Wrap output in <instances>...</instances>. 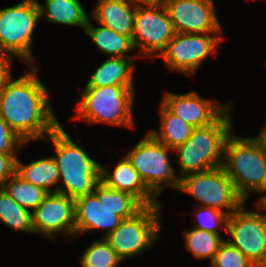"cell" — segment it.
<instances>
[{
  "instance_id": "6da1fadb",
  "label": "cell",
  "mask_w": 266,
  "mask_h": 267,
  "mask_svg": "<svg viewBox=\"0 0 266 267\" xmlns=\"http://www.w3.org/2000/svg\"><path fill=\"white\" fill-rule=\"evenodd\" d=\"M31 72L17 79L10 78L0 94V116L25 142L46 138L60 123L49 105V93Z\"/></svg>"
},
{
  "instance_id": "7a4b0ae2",
  "label": "cell",
  "mask_w": 266,
  "mask_h": 267,
  "mask_svg": "<svg viewBox=\"0 0 266 267\" xmlns=\"http://www.w3.org/2000/svg\"><path fill=\"white\" fill-rule=\"evenodd\" d=\"M144 205L132 194L111 189L102 182L93 193L75 199V234L105 229L113 232L123 219L137 214Z\"/></svg>"
},
{
  "instance_id": "3957f363",
  "label": "cell",
  "mask_w": 266,
  "mask_h": 267,
  "mask_svg": "<svg viewBox=\"0 0 266 267\" xmlns=\"http://www.w3.org/2000/svg\"><path fill=\"white\" fill-rule=\"evenodd\" d=\"M48 137H50L56 150L57 156H53V158L58 167L59 183L61 179L64 183V186L58 187V193L73 199L93 193L102 182V166L90 158L81 147L72 142L61 125Z\"/></svg>"
},
{
  "instance_id": "277c9868",
  "label": "cell",
  "mask_w": 266,
  "mask_h": 267,
  "mask_svg": "<svg viewBox=\"0 0 266 267\" xmlns=\"http://www.w3.org/2000/svg\"><path fill=\"white\" fill-rule=\"evenodd\" d=\"M229 114L227 109L211 125L194 128L187 141L173 149L177 151L179 157L180 178L223 165L225 144L233 133Z\"/></svg>"
},
{
  "instance_id": "5b68a950",
  "label": "cell",
  "mask_w": 266,
  "mask_h": 267,
  "mask_svg": "<svg viewBox=\"0 0 266 267\" xmlns=\"http://www.w3.org/2000/svg\"><path fill=\"white\" fill-rule=\"evenodd\" d=\"M223 160L222 167L244 201L250 191L265 193L259 202L266 199V161L253 138L232 133L226 141Z\"/></svg>"
},
{
  "instance_id": "8992f818",
  "label": "cell",
  "mask_w": 266,
  "mask_h": 267,
  "mask_svg": "<svg viewBox=\"0 0 266 267\" xmlns=\"http://www.w3.org/2000/svg\"><path fill=\"white\" fill-rule=\"evenodd\" d=\"M133 85L85 86L78 103L79 119L90 123L134 127Z\"/></svg>"
},
{
  "instance_id": "52a82bcc",
  "label": "cell",
  "mask_w": 266,
  "mask_h": 267,
  "mask_svg": "<svg viewBox=\"0 0 266 267\" xmlns=\"http://www.w3.org/2000/svg\"><path fill=\"white\" fill-rule=\"evenodd\" d=\"M40 17L37 0H23L13 7L0 9V55L11 58L15 54L33 66L30 46Z\"/></svg>"
},
{
  "instance_id": "ba28073f",
  "label": "cell",
  "mask_w": 266,
  "mask_h": 267,
  "mask_svg": "<svg viewBox=\"0 0 266 267\" xmlns=\"http://www.w3.org/2000/svg\"><path fill=\"white\" fill-rule=\"evenodd\" d=\"M194 196L201 206L215 208L229 216L245 201L238 195L233 182L221 166L212 170L190 173L180 178L179 189Z\"/></svg>"
},
{
  "instance_id": "9c48e42d",
  "label": "cell",
  "mask_w": 266,
  "mask_h": 267,
  "mask_svg": "<svg viewBox=\"0 0 266 267\" xmlns=\"http://www.w3.org/2000/svg\"><path fill=\"white\" fill-rule=\"evenodd\" d=\"M160 208V204L144 206L134 216L123 219L113 232L103 237L122 261L144 252L158 239Z\"/></svg>"
},
{
  "instance_id": "30bf717a",
  "label": "cell",
  "mask_w": 266,
  "mask_h": 267,
  "mask_svg": "<svg viewBox=\"0 0 266 267\" xmlns=\"http://www.w3.org/2000/svg\"><path fill=\"white\" fill-rule=\"evenodd\" d=\"M170 150L173 149L156 140L147 131L144 139L126 155L145 185L157 197L164 188L163 183L176 189L180 186V177L175 176V170L167 155Z\"/></svg>"
},
{
  "instance_id": "8fae6325",
  "label": "cell",
  "mask_w": 266,
  "mask_h": 267,
  "mask_svg": "<svg viewBox=\"0 0 266 267\" xmlns=\"http://www.w3.org/2000/svg\"><path fill=\"white\" fill-rule=\"evenodd\" d=\"M174 35L173 24L162 2L137 4L132 37L135 49L140 46L145 56L160 51L156 54L159 56Z\"/></svg>"
},
{
  "instance_id": "7c38bea8",
  "label": "cell",
  "mask_w": 266,
  "mask_h": 267,
  "mask_svg": "<svg viewBox=\"0 0 266 267\" xmlns=\"http://www.w3.org/2000/svg\"><path fill=\"white\" fill-rule=\"evenodd\" d=\"M244 205L228 216L226 230L234 239L228 242L254 266L266 267V214L244 211Z\"/></svg>"
},
{
  "instance_id": "4fadbf2b",
  "label": "cell",
  "mask_w": 266,
  "mask_h": 267,
  "mask_svg": "<svg viewBox=\"0 0 266 267\" xmlns=\"http://www.w3.org/2000/svg\"><path fill=\"white\" fill-rule=\"evenodd\" d=\"M222 40L224 38L218 35L207 33H175L159 57L165 60L171 71L190 75Z\"/></svg>"
},
{
  "instance_id": "5bb4252c",
  "label": "cell",
  "mask_w": 266,
  "mask_h": 267,
  "mask_svg": "<svg viewBox=\"0 0 266 267\" xmlns=\"http://www.w3.org/2000/svg\"><path fill=\"white\" fill-rule=\"evenodd\" d=\"M175 33L220 34L213 0H162Z\"/></svg>"
},
{
  "instance_id": "9a60e30c",
  "label": "cell",
  "mask_w": 266,
  "mask_h": 267,
  "mask_svg": "<svg viewBox=\"0 0 266 267\" xmlns=\"http://www.w3.org/2000/svg\"><path fill=\"white\" fill-rule=\"evenodd\" d=\"M75 213V199L58 192L48 193L32 211L34 233L52 239L59 232L75 235Z\"/></svg>"
},
{
  "instance_id": "2e32d148",
  "label": "cell",
  "mask_w": 266,
  "mask_h": 267,
  "mask_svg": "<svg viewBox=\"0 0 266 267\" xmlns=\"http://www.w3.org/2000/svg\"><path fill=\"white\" fill-rule=\"evenodd\" d=\"M200 98L196 92L186 94L165 93L162 103L175 115L194 128L206 127L214 123L228 108Z\"/></svg>"
},
{
  "instance_id": "e0dca14e",
  "label": "cell",
  "mask_w": 266,
  "mask_h": 267,
  "mask_svg": "<svg viewBox=\"0 0 266 267\" xmlns=\"http://www.w3.org/2000/svg\"><path fill=\"white\" fill-rule=\"evenodd\" d=\"M101 180L105 186L111 189L132 194L144 206L158 204L156 200L158 197L145 185L138 171L133 167L127 156L119 161L112 173H109L102 166Z\"/></svg>"
},
{
  "instance_id": "ac0fdd59",
  "label": "cell",
  "mask_w": 266,
  "mask_h": 267,
  "mask_svg": "<svg viewBox=\"0 0 266 267\" xmlns=\"http://www.w3.org/2000/svg\"><path fill=\"white\" fill-rule=\"evenodd\" d=\"M137 4L130 0H99L92 16L101 25L132 39Z\"/></svg>"
},
{
  "instance_id": "d6986e66",
  "label": "cell",
  "mask_w": 266,
  "mask_h": 267,
  "mask_svg": "<svg viewBox=\"0 0 266 267\" xmlns=\"http://www.w3.org/2000/svg\"><path fill=\"white\" fill-rule=\"evenodd\" d=\"M133 60V58H108L95 70L86 86L133 85Z\"/></svg>"
},
{
  "instance_id": "ffe728a7",
  "label": "cell",
  "mask_w": 266,
  "mask_h": 267,
  "mask_svg": "<svg viewBox=\"0 0 266 267\" xmlns=\"http://www.w3.org/2000/svg\"><path fill=\"white\" fill-rule=\"evenodd\" d=\"M23 180L45 189L48 193L58 192L59 172L55 159L46 157L23 165L16 159V171ZM55 186L54 191L51 187Z\"/></svg>"
},
{
  "instance_id": "44dd1931",
  "label": "cell",
  "mask_w": 266,
  "mask_h": 267,
  "mask_svg": "<svg viewBox=\"0 0 266 267\" xmlns=\"http://www.w3.org/2000/svg\"><path fill=\"white\" fill-rule=\"evenodd\" d=\"M45 7L38 2L40 16L47 22L75 25L85 28L88 16L79 0H45Z\"/></svg>"
},
{
  "instance_id": "7402d4cb",
  "label": "cell",
  "mask_w": 266,
  "mask_h": 267,
  "mask_svg": "<svg viewBox=\"0 0 266 267\" xmlns=\"http://www.w3.org/2000/svg\"><path fill=\"white\" fill-rule=\"evenodd\" d=\"M161 129L160 133L155 130L148 132L162 144L174 149L184 144L191 136L194 129L179 116L173 114L163 103L160 106Z\"/></svg>"
},
{
  "instance_id": "603a6c76",
  "label": "cell",
  "mask_w": 266,
  "mask_h": 267,
  "mask_svg": "<svg viewBox=\"0 0 266 267\" xmlns=\"http://www.w3.org/2000/svg\"><path fill=\"white\" fill-rule=\"evenodd\" d=\"M84 31L90 36L102 53L111 55L112 57L132 58L129 55H125L128 51L135 49L130 37L118 34L104 25L94 27L90 19Z\"/></svg>"
},
{
  "instance_id": "cb8c5ba5",
  "label": "cell",
  "mask_w": 266,
  "mask_h": 267,
  "mask_svg": "<svg viewBox=\"0 0 266 267\" xmlns=\"http://www.w3.org/2000/svg\"><path fill=\"white\" fill-rule=\"evenodd\" d=\"M3 189L17 204L33 211L48 195L45 189L23 180L16 172L9 177Z\"/></svg>"
},
{
  "instance_id": "d4e9b609",
  "label": "cell",
  "mask_w": 266,
  "mask_h": 267,
  "mask_svg": "<svg viewBox=\"0 0 266 267\" xmlns=\"http://www.w3.org/2000/svg\"><path fill=\"white\" fill-rule=\"evenodd\" d=\"M0 220L16 231L34 233L32 212L17 204L4 189H0Z\"/></svg>"
},
{
  "instance_id": "484cf974",
  "label": "cell",
  "mask_w": 266,
  "mask_h": 267,
  "mask_svg": "<svg viewBox=\"0 0 266 267\" xmlns=\"http://www.w3.org/2000/svg\"><path fill=\"white\" fill-rule=\"evenodd\" d=\"M185 246L197 259L209 258L212 261L221 244L225 241L220 234L192 228L184 231Z\"/></svg>"
},
{
  "instance_id": "4316f807",
  "label": "cell",
  "mask_w": 266,
  "mask_h": 267,
  "mask_svg": "<svg viewBox=\"0 0 266 267\" xmlns=\"http://www.w3.org/2000/svg\"><path fill=\"white\" fill-rule=\"evenodd\" d=\"M121 258L111 246L104 240L94 241L82 255V267H118Z\"/></svg>"
},
{
  "instance_id": "83f0119b",
  "label": "cell",
  "mask_w": 266,
  "mask_h": 267,
  "mask_svg": "<svg viewBox=\"0 0 266 267\" xmlns=\"http://www.w3.org/2000/svg\"><path fill=\"white\" fill-rule=\"evenodd\" d=\"M212 267H256L228 241H224L211 261Z\"/></svg>"
},
{
  "instance_id": "f1b7e54d",
  "label": "cell",
  "mask_w": 266,
  "mask_h": 267,
  "mask_svg": "<svg viewBox=\"0 0 266 267\" xmlns=\"http://www.w3.org/2000/svg\"><path fill=\"white\" fill-rule=\"evenodd\" d=\"M195 213L199 221H196L198 223L194 228L219 234L217 227L220 224H223L225 228L227 227L228 215L226 214V211L202 206V208Z\"/></svg>"
},
{
  "instance_id": "f546056e",
  "label": "cell",
  "mask_w": 266,
  "mask_h": 267,
  "mask_svg": "<svg viewBox=\"0 0 266 267\" xmlns=\"http://www.w3.org/2000/svg\"><path fill=\"white\" fill-rule=\"evenodd\" d=\"M24 144L25 142L9 127L6 121L0 116V152L7 154H17L16 152L19 151L24 146Z\"/></svg>"
},
{
  "instance_id": "4dcf8cb0",
  "label": "cell",
  "mask_w": 266,
  "mask_h": 267,
  "mask_svg": "<svg viewBox=\"0 0 266 267\" xmlns=\"http://www.w3.org/2000/svg\"><path fill=\"white\" fill-rule=\"evenodd\" d=\"M16 154H7L0 152V189L16 171Z\"/></svg>"
},
{
  "instance_id": "1f68e13d",
  "label": "cell",
  "mask_w": 266,
  "mask_h": 267,
  "mask_svg": "<svg viewBox=\"0 0 266 267\" xmlns=\"http://www.w3.org/2000/svg\"><path fill=\"white\" fill-rule=\"evenodd\" d=\"M11 77V58L0 55V94Z\"/></svg>"
},
{
  "instance_id": "d6a6232c",
  "label": "cell",
  "mask_w": 266,
  "mask_h": 267,
  "mask_svg": "<svg viewBox=\"0 0 266 267\" xmlns=\"http://www.w3.org/2000/svg\"><path fill=\"white\" fill-rule=\"evenodd\" d=\"M253 139L260 147L263 158L266 161V124H265L263 130L259 133V135L257 137H254Z\"/></svg>"
},
{
  "instance_id": "836d02e7",
  "label": "cell",
  "mask_w": 266,
  "mask_h": 267,
  "mask_svg": "<svg viewBox=\"0 0 266 267\" xmlns=\"http://www.w3.org/2000/svg\"><path fill=\"white\" fill-rule=\"evenodd\" d=\"M132 2L138 3V4H146V3H160L162 0H130Z\"/></svg>"
},
{
  "instance_id": "e575fe53",
  "label": "cell",
  "mask_w": 266,
  "mask_h": 267,
  "mask_svg": "<svg viewBox=\"0 0 266 267\" xmlns=\"http://www.w3.org/2000/svg\"><path fill=\"white\" fill-rule=\"evenodd\" d=\"M257 207L261 210H266V199L263 202H257Z\"/></svg>"
}]
</instances>
